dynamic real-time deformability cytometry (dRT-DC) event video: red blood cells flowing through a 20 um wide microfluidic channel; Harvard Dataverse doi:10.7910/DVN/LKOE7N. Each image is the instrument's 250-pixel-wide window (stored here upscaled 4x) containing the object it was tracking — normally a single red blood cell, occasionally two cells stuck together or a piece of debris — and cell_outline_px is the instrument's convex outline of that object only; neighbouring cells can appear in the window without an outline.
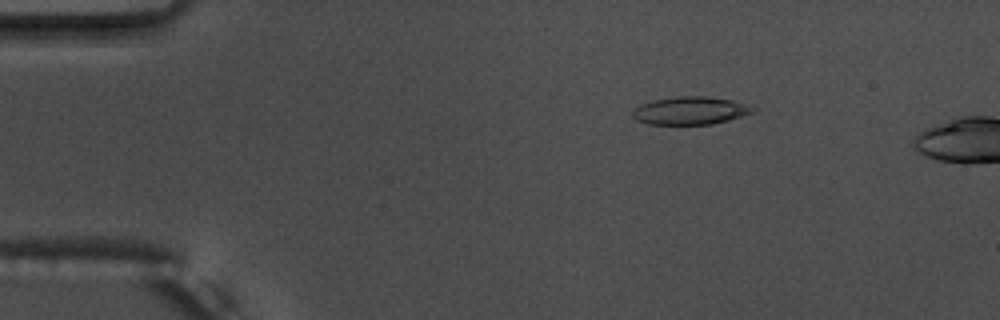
{"species": "common noctule bat (a hibernating species)", "species_latin": "Nyctalus noctula", "temperature_condition": "warm", "stored_images_in_passage": 8, "camera_frame_rate_fps": 3000, "um_per_image_px": 0.085, "animal": {"sex": "male", "body_mass_g": 17.5, "forearm_length_mm": 52.3}, "frame": {"image": 1, "passage_image": 4, "time_ms": 1.0, "image_size_px": [1000, 320], "cell_outline_px": [[756, 112], [728, 120], [712, 124], [648, 124], [636, 120], [632, 116], [632, 112], [640, 104], [652, 100], [676, 96], [708, 96], [732, 100], [756, 108]], "centroid_in_image_um": [58.67, 9.4], "position_along_channel_um": 26.3, "area_um2": 19.59}}